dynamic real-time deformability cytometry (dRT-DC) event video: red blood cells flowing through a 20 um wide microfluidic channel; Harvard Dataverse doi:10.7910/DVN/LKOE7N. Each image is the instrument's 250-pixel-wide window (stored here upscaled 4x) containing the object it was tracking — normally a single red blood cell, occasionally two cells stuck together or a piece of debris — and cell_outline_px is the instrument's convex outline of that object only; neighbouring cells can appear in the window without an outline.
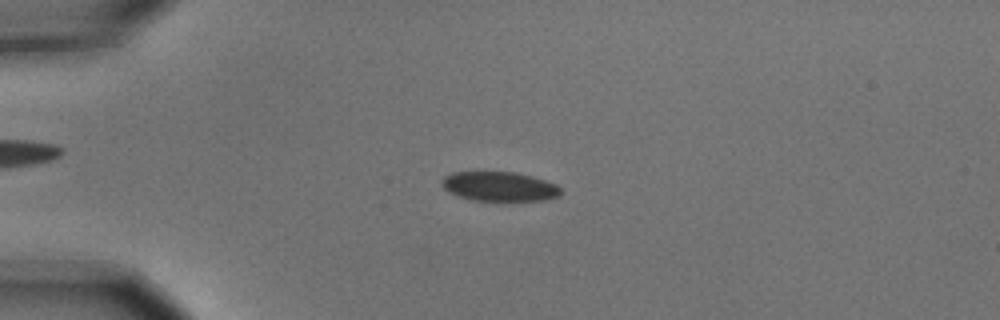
{"species": "common noctule bat (a hibernating species)", "species_latin": "Nyctalus noctula", "temperature_condition": "cold", "stored_images_in_passage": 3, "camera_frame_rate_fps": 3000, "um_per_image_px": 0.085, "animal": {"sex": "male", "body_mass_g": 15.6}, "frame": {"image": 1, "passage_image": 3, "time_ms": 0.667, "image_size_px": [1000, 320], "cell_outline_px": [[560, 196], [544, 200], [472, 200], [456, 196], [448, 192], [440, 184], [440, 180], [444, 176], [452, 172], [516, 172], [532, 176], [556, 184], [560, 188]], "centroid_in_image_um": [42.4, 15.84], "position_along_channel_um": 42.6, "area_um2": 20.46}}